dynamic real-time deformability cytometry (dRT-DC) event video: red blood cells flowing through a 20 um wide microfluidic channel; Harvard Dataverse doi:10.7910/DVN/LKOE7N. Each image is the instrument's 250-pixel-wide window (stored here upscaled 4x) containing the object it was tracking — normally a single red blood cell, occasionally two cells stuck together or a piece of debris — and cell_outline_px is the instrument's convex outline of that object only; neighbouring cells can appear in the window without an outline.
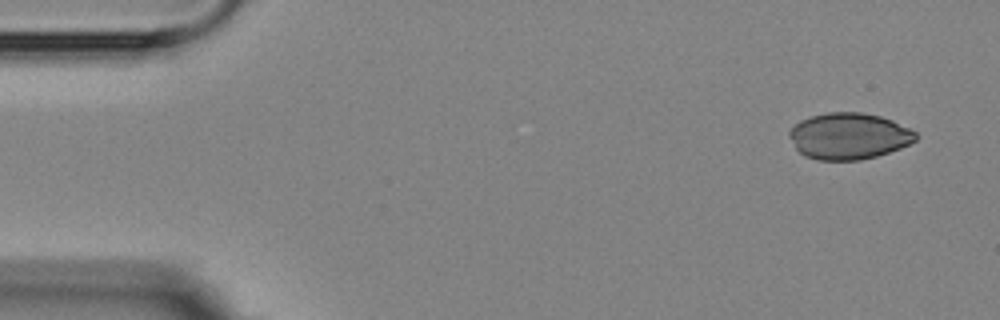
{"species": "Egyptian fruit bat (a non-hibernating species)", "species_latin": "Rousettus aegyptiacus", "temperature_condition": "room temperature", "stored_images_in_passage": 9, "camera_frame_rate_fps": 3000, "um_per_image_px": 0.085, "animal": {"sex": "female"}, "frame": {"image": 1, "passage_image": 1, "time_ms": 0.0, "image_size_px": [1000, 320], "cell_outline_px": [[920, 136], [916, 140], [900, 148], [876, 156], [860, 160], [816, 160], [804, 156], [796, 148], [788, 136], [788, 132], [800, 120], [812, 116], [828, 112], [860, 112], [880, 116], [892, 120], [916, 132]], "centroid_in_image_um": [72.15, 11.57], "position_along_channel_um": 12.9, "area_um2": 34.16}}